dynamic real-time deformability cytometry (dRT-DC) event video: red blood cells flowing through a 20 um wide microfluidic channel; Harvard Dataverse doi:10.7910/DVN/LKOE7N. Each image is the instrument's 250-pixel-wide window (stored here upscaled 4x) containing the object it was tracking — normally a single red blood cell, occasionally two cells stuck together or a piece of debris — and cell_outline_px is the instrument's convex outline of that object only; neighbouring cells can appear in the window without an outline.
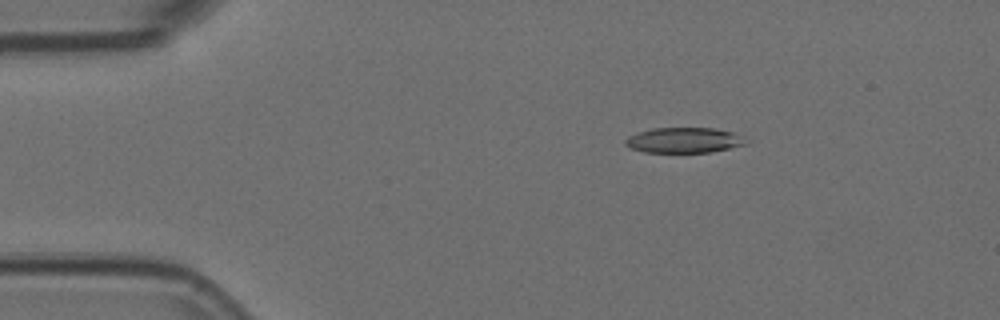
{"species": "Egyptian fruit bat (a non-hibernating species)", "species_latin": "Rousettus aegyptiacus", "temperature_condition": "room temperature", "stored_images_in_passage": 46, "camera_frame_rate_fps": 3000, "um_per_image_px": 0.085, "animal": {"sex": "female"}, "frame": {"image": 1, "passage_image": 1, "time_ms": 0.0, "image_size_px": [1000, 320], "cell_outline_px": [[748, 144], [712, 152], [644, 152], [632, 148], [624, 144], [624, 140], [628, 136], [636, 132], [652, 128], [716, 128], [732, 132]], "centroid_in_image_um": [58.07, 11.91], "position_along_channel_um": 26.9, "area_um2": 17.69}}
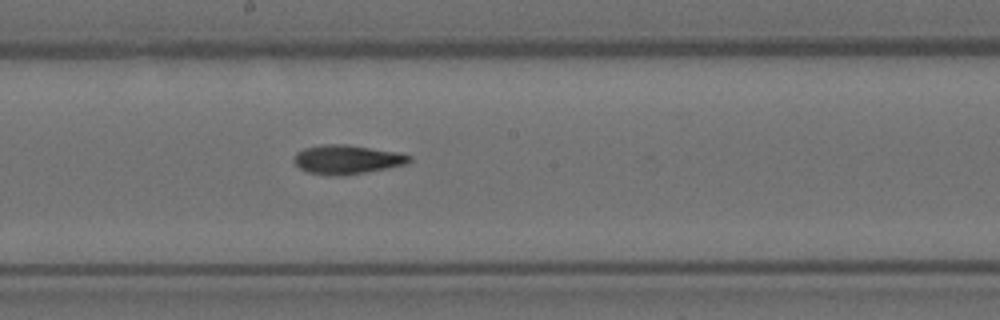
{"frame": {"image": 2, "passage_image": 21, "time_ms": 6.667, "image_size_px": [1000, 320], "cell_outline_px": [[412, 160], [408, 164], [388, 168], [364, 172], [336, 176], [328, 176], [308, 172], [300, 168], [292, 160], [296, 152], [304, 148], [324, 144], [344, 144], [400, 152], [412, 156]], "centroid_in_image_um": [29.51, 13.55], "position_along_channel_um": 218.7, "area_um2": 19.65}}
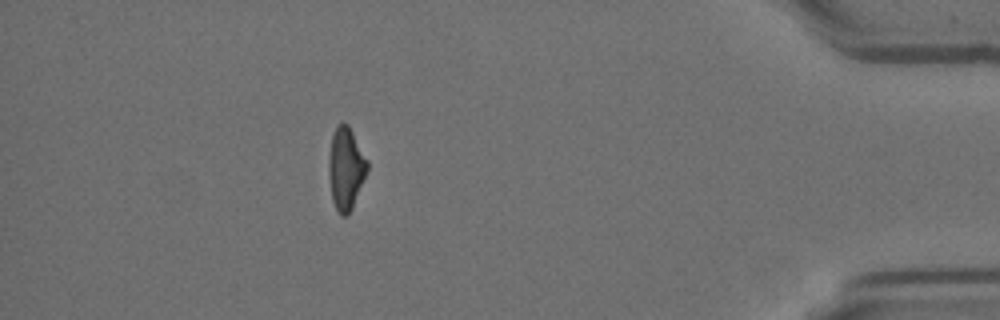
{"frame": {"image": 3, "passage_image": 40, "time_ms": 13.0, "image_size_px": [1000, 320], "cell_outline_px": [[368, 168], [352, 208], [344, 216], [340, 216], [332, 200], [328, 176], [328, 160], [332, 132], [336, 124], [348, 124], [368, 160]], "centroid_in_image_um": [29.37, 14.29], "position_along_channel_um": 405.8, "area_um2": 18.5}, "authors_computed_cell_mechanics": {"area_um2": 19.1318, "velocity_mm_per_s": 3.7729, "shape_relaxation_time_tau1_ms": 6.2728, "shape_relaxation_time_tau2_ms": 4.6645, "deformation_change_tau1": 0.1833, "deformation_change_tau2": 0.1274}}